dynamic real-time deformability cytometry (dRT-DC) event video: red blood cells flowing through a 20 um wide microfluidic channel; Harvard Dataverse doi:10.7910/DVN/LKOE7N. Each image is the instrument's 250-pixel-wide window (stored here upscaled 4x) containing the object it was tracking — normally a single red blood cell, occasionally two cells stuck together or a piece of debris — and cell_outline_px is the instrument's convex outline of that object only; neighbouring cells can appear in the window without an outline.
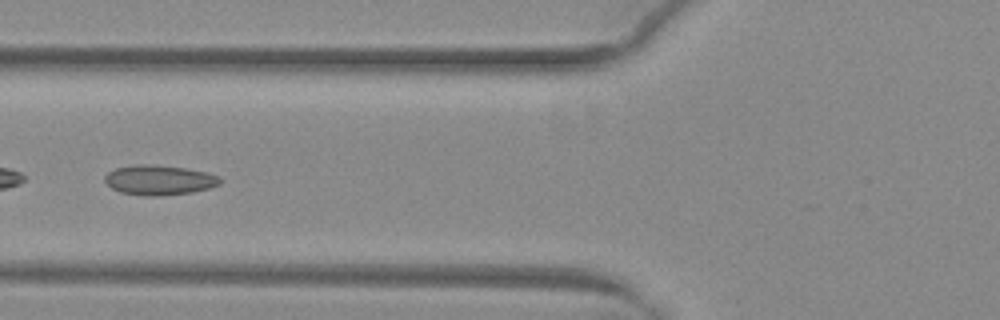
{"species": "common noctule bat (a hibernating species)", "species_latin": "Nyctalus noctula", "temperature_condition": "warm", "stored_images_in_passage": 45, "camera_frame_rate_fps": 3000, "um_per_image_px": 0.085, "animal": {"sex": "female", "body_mass_g": 29.2, "forearm_length_mm": 56.3}, "frame": {"image": 1, "passage_image": 19, "time_ms": 6.0, "image_size_px": [1000, 320], "cell_outline_px": [[220, 184], [212, 188], [192, 192], [160, 196], [144, 196], [120, 192], [112, 188], [104, 180], [104, 176], [108, 172], [116, 168], [136, 164], [156, 164], [184, 168], [204, 172], [220, 176]], "centroid_in_image_um": [13.53, 15.3], "position_along_channel_um": 112.3, "area_um2": 20.17}, "authors_computed_cell_mechanics": {"area_um2": 19.652, "velocity_mm_per_s": 4.0109, "shape_relaxation_time_tau1_ms": null, "shape_relaxation_time_tau2_ms": 1.1083, "deformation_change_tau1": null, "deformation_change_tau2": 0.0646}}